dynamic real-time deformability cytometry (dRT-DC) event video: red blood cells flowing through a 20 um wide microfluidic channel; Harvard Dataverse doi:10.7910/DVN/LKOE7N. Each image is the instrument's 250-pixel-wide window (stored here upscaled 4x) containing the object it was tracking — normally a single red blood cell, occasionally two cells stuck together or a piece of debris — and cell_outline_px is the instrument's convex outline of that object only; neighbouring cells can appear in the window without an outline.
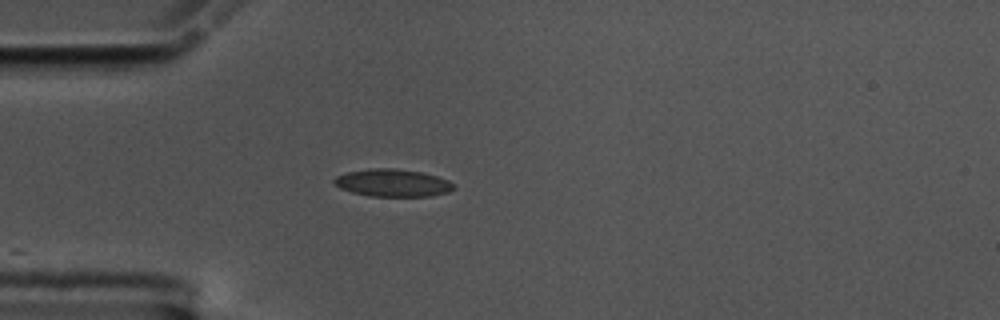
{"species": "common noctule bat (a hibernating species)", "species_latin": "Nyctalus noctula", "temperature_condition": "cold", "stored_images_in_passage": 42, "camera_frame_rate_fps": 3000, "um_per_image_px": 0.085, "animal": {"sex": "male", "body_mass_g": 17.5, "forearm_length_mm": 52.3}, "frame": {"image": 1, "passage_image": 1, "time_ms": 0.0, "image_size_px": [1000, 320], "cell_outline_px": [[456, 188], [448, 192], [428, 196], [368, 196], [352, 192], [340, 188], [332, 184], [332, 180], [336, 176], [344, 172], [372, 168], [396, 168], [420, 172], [436, 176], [448, 180]], "centroid_in_image_um": [33.31, 15.54], "position_along_channel_um": 51.7, "area_um2": 19.25}}
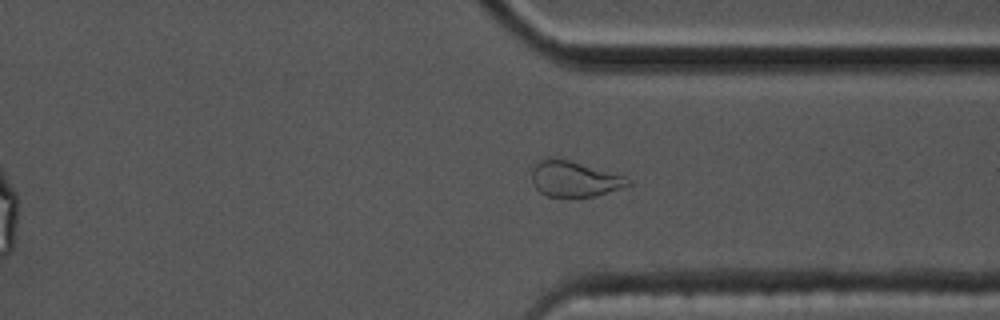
{"frame": {"image": 2, "passage_image": 28, "time_ms": 9.0, "image_size_px": [1000, 320], "cell_outline_px": [[632, 184], [620, 188], [592, 196], [548, 196], [540, 192], [532, 184], [532, 172], [536, 164], [540, 160], [548, 156], [568, 160], [628, 176], [632, 180]], "centroid_in_image_um": [48.83, 15.19], "position_along_channel_um": 362.6, "area_um2": 19.88}}
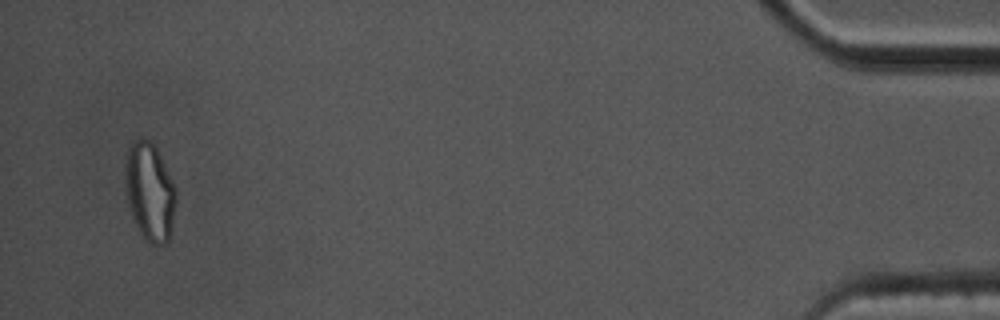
{"frame": {"image": 3, "passage_image": 40, "time_ms": 13.0, "image_size_px": [1000, 320], "cell_outline_px": [[176, 204], [172, 224], [168, 240], [164, 244], [152, 244], [140, 232], [132, 216], [128, 204], [124, 172], [124, 164], [128, 148], [132, 140], [140, 136], [152, 140], [176, 188]], "centroid_in_image_um": [12.71, 16.22], "position_along_channel_um": 422.5, "area_um2": 29.07}, "authors_computed_cell_mechanics": {"area_um2": 18.6694, "velocity_mm_per_s": 3.5522, "shape_relaxation_time_tau1_ms": null, "shape_relaxation_time_tau2_ms": 7.0406, "deformation_change_tau1": null, "deformation_change_tau2": 0.1026}}